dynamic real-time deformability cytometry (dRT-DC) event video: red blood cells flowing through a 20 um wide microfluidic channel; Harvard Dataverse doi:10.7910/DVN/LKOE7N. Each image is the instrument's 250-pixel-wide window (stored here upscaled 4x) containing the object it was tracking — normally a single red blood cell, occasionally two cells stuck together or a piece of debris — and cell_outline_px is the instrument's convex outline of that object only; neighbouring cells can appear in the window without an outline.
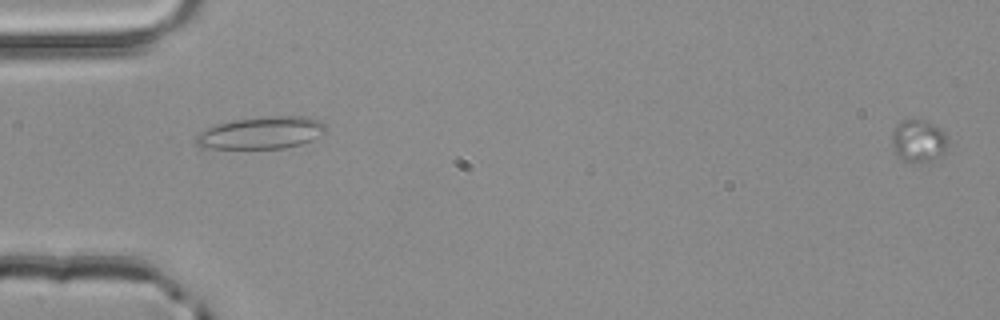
{"species": "common noctule bat (a hibernating species)", "species_latin": "Nyctalus noctula", "temperature_condition": "room temperature", "stored_images_in_passage": 4, "segment_of_instrument_passage": [2, 2], "camera_frame_rate_fps": 3000, "um_per_image_px": 0.085, "animal": {"sex": "male", "body_mass_g": 20.4}, "frame": {"image": 1, "passage_image": 4, "time_ms": 1.0, "image_size_px": [1000, 320], "cell_outline_px": [[948, 144], [944, 152], [936, 160], [924, 164], [920, 164], [904, 160], [896, 156], [892, 144], [892, 136], [896, 124], [900, 120], [924, 120], [940, 128], [948, 136]], "centroid_in_image_um": [78.09, 12.01], "position_along_channel_um": 6.9, "area_um2": 14.22}}